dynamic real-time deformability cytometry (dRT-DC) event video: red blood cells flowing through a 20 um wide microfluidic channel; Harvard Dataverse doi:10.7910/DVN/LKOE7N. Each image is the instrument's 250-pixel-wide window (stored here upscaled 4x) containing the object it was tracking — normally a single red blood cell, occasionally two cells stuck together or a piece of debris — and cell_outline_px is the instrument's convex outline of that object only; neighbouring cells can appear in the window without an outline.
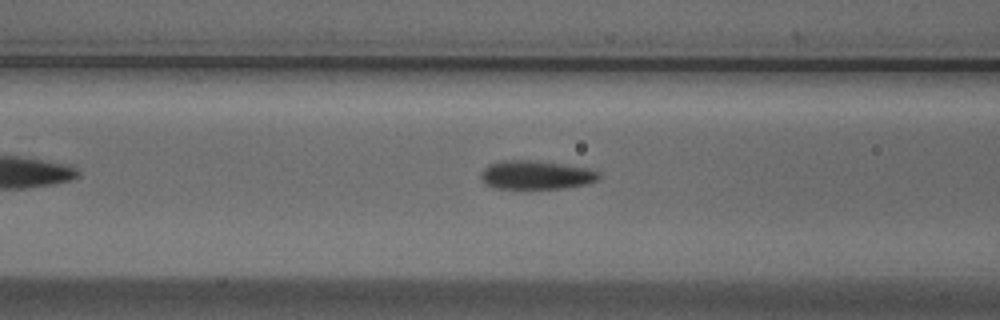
{"species": "Egyptian fruit bat (a non-hibernating species)", "species_latin": "Rousettus aegyptiacus", "temperature_condition": "cold", "stored_images_in_passage": 12, "camera_frame_rate_fps": 3000, "um_per_image_px": 0.085, "animal": {"sex": "male"}, "frame": {"image": 1, "passage_image": 10, "time_ms": 3.0, "image_size_px": [1000, 320], "cell_outline_px": [[600, 176], [596, 180], [588, 184], [560, 188], [496, 188], [484, 184], [480, 176], [480, 172], [488, 164], [500, 160], [536, 160], [564, 164], [588, 168], [600, 172]], "centroid_in_image_um": [45.53, 14.85], "position_along_channel_um": 121.1, "area_um2": 19.88}}